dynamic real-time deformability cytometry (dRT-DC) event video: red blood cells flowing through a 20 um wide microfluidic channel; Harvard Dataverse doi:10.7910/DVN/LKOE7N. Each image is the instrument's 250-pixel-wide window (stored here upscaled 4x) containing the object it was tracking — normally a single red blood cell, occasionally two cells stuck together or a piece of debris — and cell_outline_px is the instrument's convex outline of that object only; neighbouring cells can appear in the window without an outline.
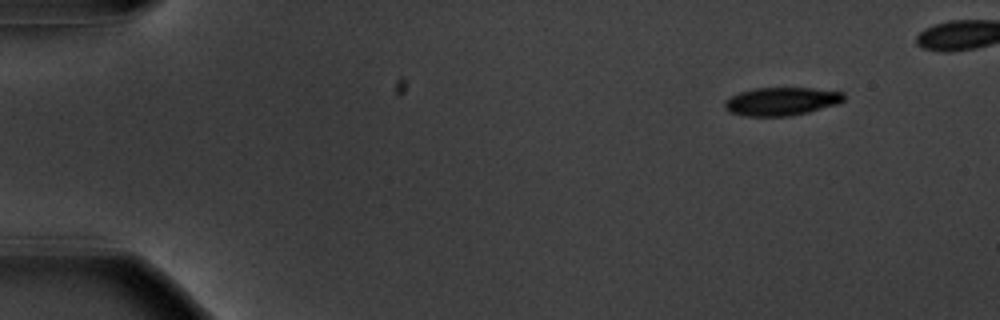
{"species": "common noctule bat (a hibernating species)", "species_latin": "Nyctalus noctula", "temperature_condition": "warm", "stored_images_in_passage": 47, "camera_frame_rate_fps": 3000, "um_per_image_px": 0.085, "animal": {"sex": "male", "body_mass_g": 20.1, "forearm_length_mm": 53.5}, "frame": {"image": 1, "passage_image": 1, "time_ms": 0.0, "image_size_px": [1000, 320], "cell_outline_px": [[844, 100], [836, 104], [808, 112], [792, 116], [744, 116], [728, 112], [724, 108], [724, 100], [740, 92], [756, 88], [812, 88], [844, 92]], "centroid_in_image_um": [66.39, 8.62], "position_along_channel_um": 18.6, "area_um2": 19.59}}
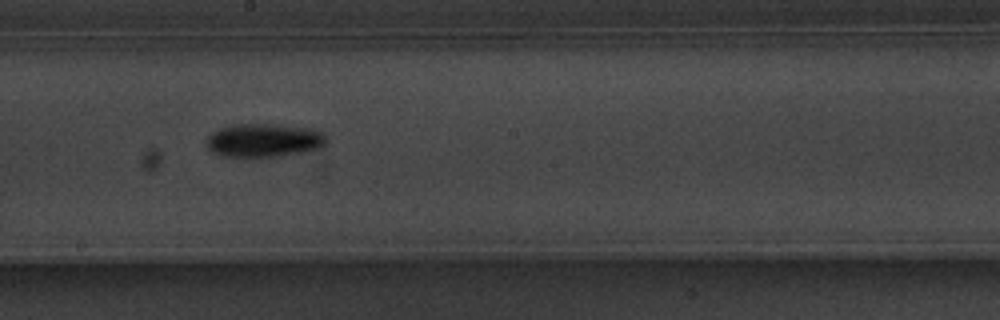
{"frame": {"image": 2, "passage_image": 27, "time_ms": 8.667, "image_size_px": [1000, 320], "cell_outline_px": [[328, 140], [320, 148], [280, 156], [220, 156], [212, 152], [204, 144], [204, 140], [212, 132], [220, 128], [236, 124], [280, 124], [316, 128], [324, 132]], "centroid_in_image_um": [22.44, 11.9], "position_along_channel_um": 225.8, "area_um2": 23.76}}
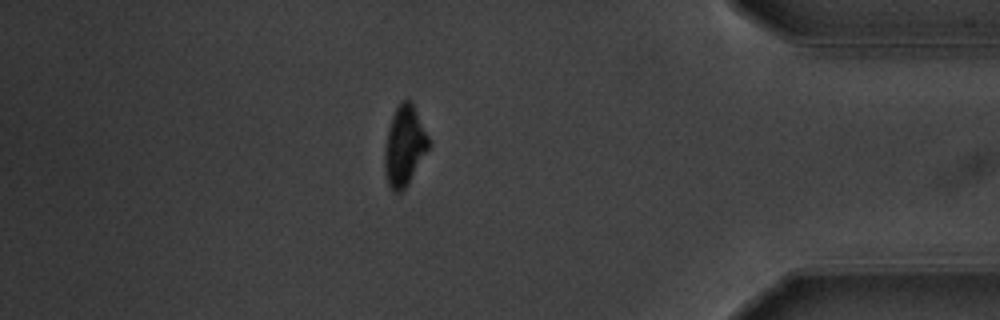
{"frame": {"image": 3, "passage_image": 44, "time_ms": 14.333, "image_size_px": [1000, 320], "cell_outline_px": [[432, 144], [408, 184], [400, 192], [392, 192], [388, 184], [384, 168], [384, 148], [388, 128], [392, 116], [396, 108], [404, 100], [412, 100], [432, 140]], "centroid_in_image_um": [34.41, 12.38], "position_along_channel_um": 400.8, "area_um2": 21.04}}